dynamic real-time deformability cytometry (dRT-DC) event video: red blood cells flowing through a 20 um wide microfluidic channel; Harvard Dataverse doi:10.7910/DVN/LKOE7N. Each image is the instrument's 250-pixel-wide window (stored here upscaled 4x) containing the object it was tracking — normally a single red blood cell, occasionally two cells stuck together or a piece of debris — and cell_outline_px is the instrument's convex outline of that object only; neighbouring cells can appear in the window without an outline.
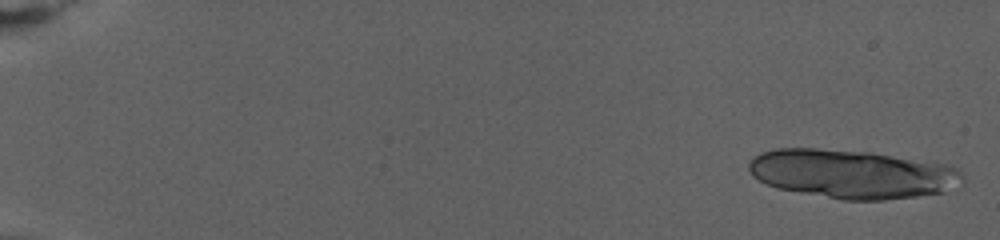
{"species": "human", "species_latin": "Homo sapiens", "temperature_condition": "warm", "stored_images_in_passage": 15, "camera_frame_rate_fps": 3000, "um_per_image_px": 0.085, "donor": {"sex": "female"}, "frame": {"image": 1, "passage_image": 1, "time_ms": 0.0, "image_size_px": [1000, 240], "cell_outline_px": [[964, 184], [944, 192], [916, 196], [884, 200], [844, 200], [776, 188], [752, 176], [748, 168], [748, 164], [760, 152], [776, 148], [812, 148], [868, 152], [944, 164], [956, 168], [964, 176]], "centroid_in_image_um": [72.43, 14.79], "position_along_channel_um": 12.6, "area_um2": 60.52}}